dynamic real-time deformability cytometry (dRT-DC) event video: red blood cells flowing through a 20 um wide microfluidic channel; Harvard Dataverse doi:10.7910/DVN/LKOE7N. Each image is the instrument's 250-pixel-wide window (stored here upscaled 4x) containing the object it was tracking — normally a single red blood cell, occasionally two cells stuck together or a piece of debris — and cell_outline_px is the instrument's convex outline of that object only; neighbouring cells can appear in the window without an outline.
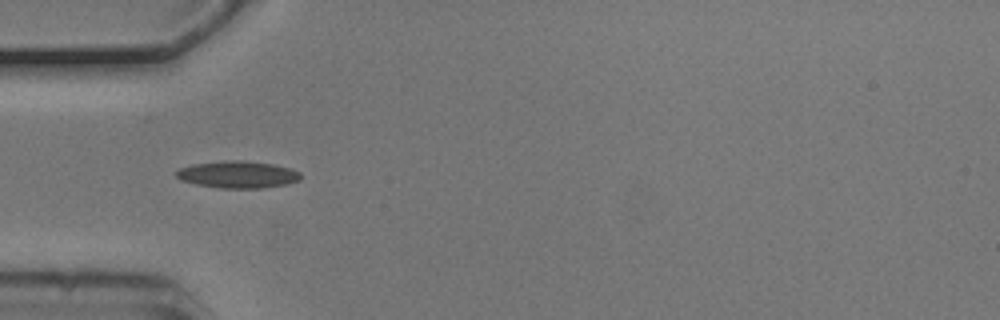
{"species": "common noctule bat (a hibernating species)", "species_latin": "Nyctalus noctula", "temperature_condition": "cold", "stored_images_in_passage": 5, "camera_frame_rate_fps": 3000, "um_per_image_px": 0.085, "animal": {"sex": "male", "body_mass_g": 20.5, "forearm_length_mm": 52.5}, "frame": {"image": 1, "passage_image": 1, "time_ms": 0.0, "image_size_px": [1000, 320], "cell_outline_px": [[300, 180], [288, 184], [264, 188], [220, 188], [196, 184], [180, 180], [176, 176], [176, 172], [180, 168], [192, 164], [224, 160], [244, 160], [272, 164], [292, 168], [300, 172]], "centroid_in_image_um": [20.22, 14.83], "position_along_channel_um": 64.8, "area_um2": 19.77}}
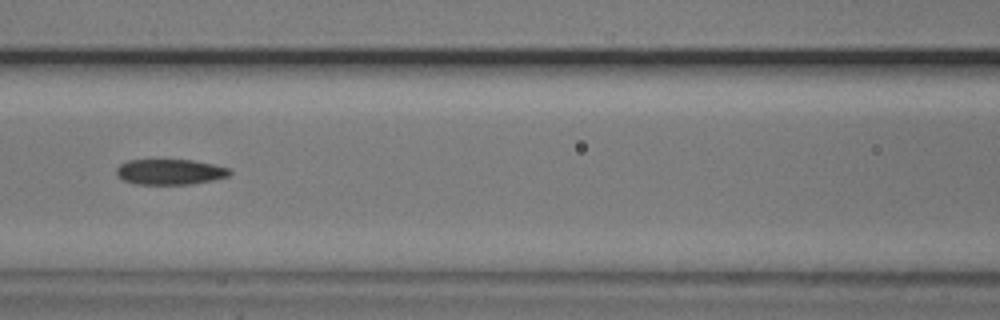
{"frame": {"image": 2, "passage_image": 3, "time_ms": 0.667, "image_size_px": [1000, 320], "cell_outline_px": [[232, 172], [228, 176], [212, 180], [192, 184], [136, 184], [124, 180], [116, 176], [116, 168], [120, 164], [128, 160], [192, 160], [216, 164], [228, 168]], "centroid_in_image_um": [14.44, 14.6], "position_along_channel_um": 152.2, "area_um2": 16.88}}